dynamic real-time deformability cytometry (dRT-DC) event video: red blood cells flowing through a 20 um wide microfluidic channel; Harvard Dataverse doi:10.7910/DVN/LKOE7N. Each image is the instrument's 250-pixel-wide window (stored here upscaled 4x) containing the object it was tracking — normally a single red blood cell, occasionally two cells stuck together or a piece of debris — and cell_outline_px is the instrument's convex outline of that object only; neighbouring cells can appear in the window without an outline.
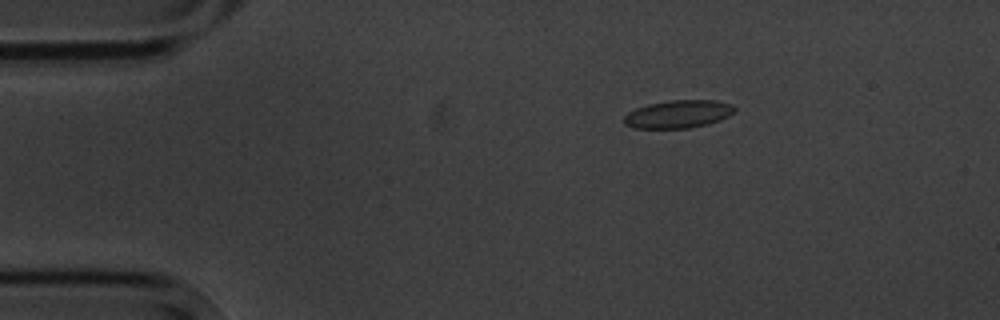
{"species": "common noctule bat (a hibernating species)", "species_latin": "Nyctalus noctula", "temperature_condition": "cold", "stored_images_in_passage": 5, "camera_frame_rate_fps": 3000, "um_per_image_px": 0.085, "animal": {"sex": "male", "body_mass_g": 20.1, "forearm_length_mm": 53.5}, "frame": {"image": 1, "passage_image": 3, "time_ms": 2.667, "image_size_px": [1000, 320], "cell_outline_px": [[736, 108], [728, 116], [720, 120], [708, 124], [688, 128], [636, 128], [624, 124], [624, 116], [628, 112], [636, 108], [648, 104], [672, 100], [716, 100], [732, 104]], "centroid_in_image_um": [57.65, 9.69], "position_along_channel_um": 27.3, "area_um2": 17.92}}
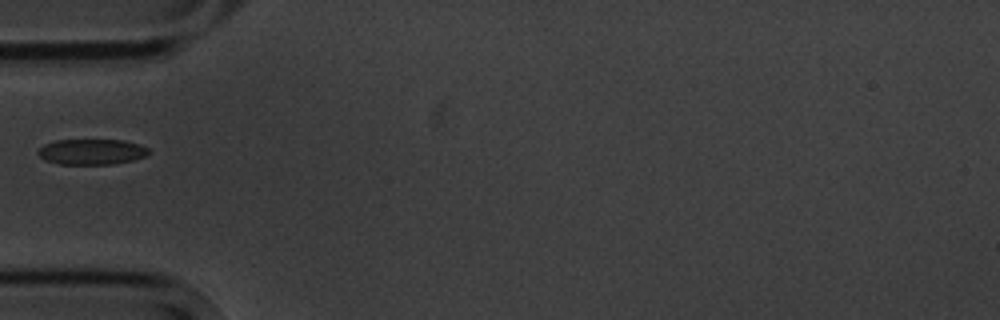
{"frame": {"image": 2, "passage_image": 5, "time_ms": 5.667, "image_size_px": [1000, 320], "cell_outline_px": [[148, 152], [144, 156], [132, 160], [116, 164], [56, 164], [44, 160], [36, 152], [44, 144], [56, 140], [124, 140], [140, 144], [148, 148]], "centroid_in_image_um": [7.76, 12.9], "position_along_channel_um": 77.2, "area_um2": 16.53}}